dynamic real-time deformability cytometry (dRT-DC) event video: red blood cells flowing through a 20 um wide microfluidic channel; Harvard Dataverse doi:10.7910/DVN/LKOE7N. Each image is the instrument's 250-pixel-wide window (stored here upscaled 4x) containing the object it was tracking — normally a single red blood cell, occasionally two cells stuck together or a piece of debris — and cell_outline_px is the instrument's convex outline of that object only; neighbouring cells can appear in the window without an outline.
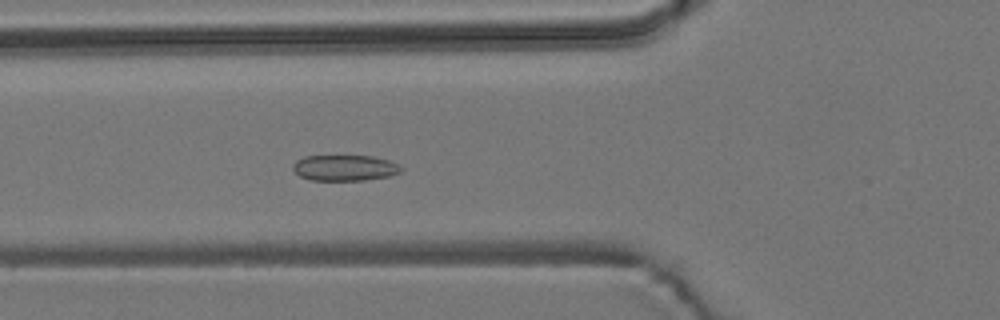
{"species": "common noctule bat (a hibernating species)", "species_latin": "Nyctalus noctula", "temperature_condition": "room temperature", "stored_images_in_passage": 57, "camera_frame_rate_fps": 3000, "um_per_image_px": 0.085, "animal": {"sex": "male", "body_mass_g": 19.2, "forearm_length_mm": 51.8}, "frame": {"image": 1, "passage_image": 21, "time_ms": 6.667, "image_size_px": [1000, 320], "cell_outline_px": [[404, 168], [400, 172], [392, 176], [364, 180], [312, 180], [300, 176], [292, 168], [292, 164], [296, 160], [304, 156], [372, 156], [388, 160], [400, 164]], "centroid_in_image_um": [29.33, 14.26], "position_along_channel_um": 96.5, "area_um2": 16.42}}
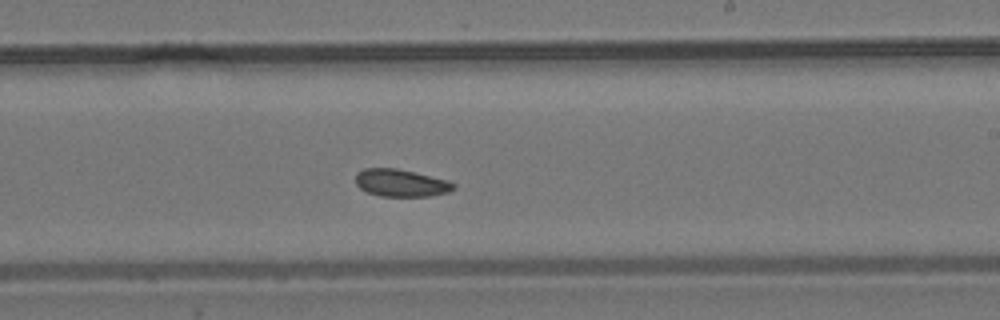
{"frame": {"image": 2, "passage_image": 34, "time_ms": 11.0, "image_size_px": [1000, 320], "cell_outline_px": [[456, 188], [448, 192], [432, 196], [380, 196], [368, 192], [360, 188], [356, 184], [356, 172], [364, 168], [396, 168], [448, 180], [456, 184]], "centroid_in_image_um": [34.09, 15.55], "position_along_channel_um": 254.9, "area_um2": 15.66}}
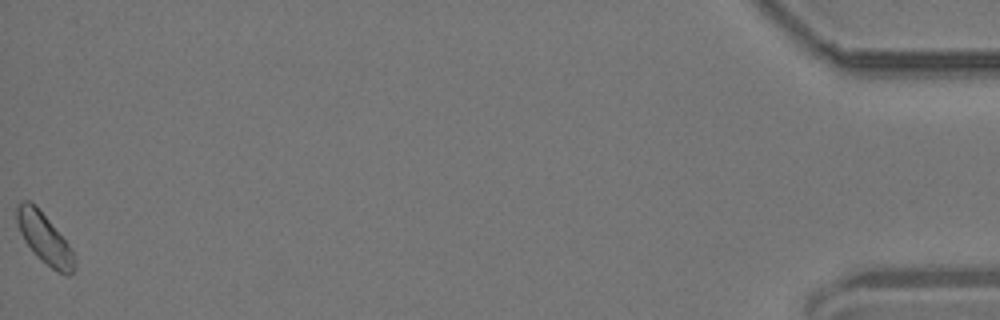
{"frame": {"image": 3, "passage_image": 57, "time_ms": 18.667, "image_size_px": [1000, 320], "cell_outline_px": [[76, 268], [68, 276], [56, 272], [36, 256], [24, 240], [20, 232], [16, 220], [16, 204], [20, 200], [28, 200], [36, 204], [68, 244], [76, 260]], "centroid_in_image_um": [3.76, 20.26], "position_along_channel_um": 431.4, "area_um2": 17.05}}